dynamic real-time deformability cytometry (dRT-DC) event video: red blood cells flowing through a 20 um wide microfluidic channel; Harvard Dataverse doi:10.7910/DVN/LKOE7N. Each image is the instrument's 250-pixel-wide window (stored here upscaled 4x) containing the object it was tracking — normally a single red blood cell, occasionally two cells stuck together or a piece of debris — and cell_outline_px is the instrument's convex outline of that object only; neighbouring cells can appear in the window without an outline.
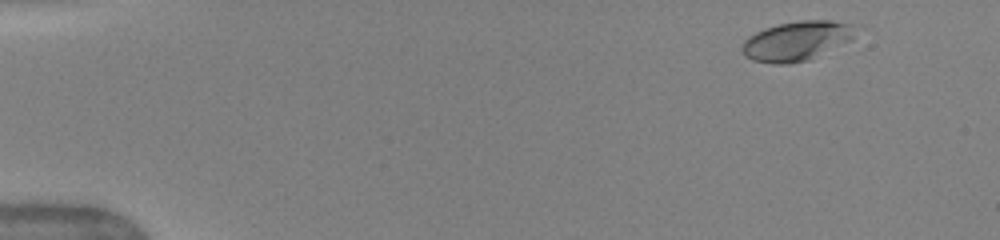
{"species": "human", "species_latin": "Homo sapiens", "temperature_condition": "warm", "stored_images_in_passage": 8, "camera_frame_rate_fps": 3000, "um_per_image_px": 0.085, "donor": {"sex": "female"}, "frame": {"image": 1, "passage_image": 2, "time_ms": 1.0, "image_size_px": [1000, 240], "cell_outline_px": [[864, 28], [852, 40], [808, 60], [788, 64], [776, 64], [752, 60], [740, 48], [744, 40], [748, 36], [764, 28], [780, 24], [800, 20], [832, 20], [860, 24]], "centroid_in_image_um": [67.86, 3.44], "position_along_channel_um": 17.1, "area_um2": 26.7}}
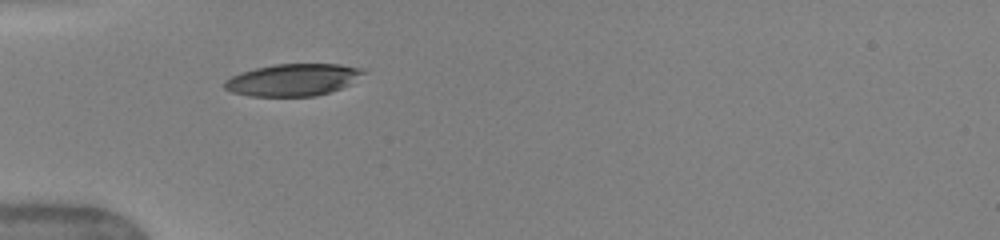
{"frame": {"image": 2, "passage_image": 6, "time_ms": 5.0, "image_size_px": [1000, 240], "cell_outline_px": [[368, 72], [352, 84], [316, 96], [248, 96], [232, 92], [224, 88], [224, 80], [240, 72], [272, 64], [340, 64], [364, 68]], "centroid_in_image_um": [24.94, 6.78], "position_along_channel_um": 60.1, "area_um2": 26.24}}